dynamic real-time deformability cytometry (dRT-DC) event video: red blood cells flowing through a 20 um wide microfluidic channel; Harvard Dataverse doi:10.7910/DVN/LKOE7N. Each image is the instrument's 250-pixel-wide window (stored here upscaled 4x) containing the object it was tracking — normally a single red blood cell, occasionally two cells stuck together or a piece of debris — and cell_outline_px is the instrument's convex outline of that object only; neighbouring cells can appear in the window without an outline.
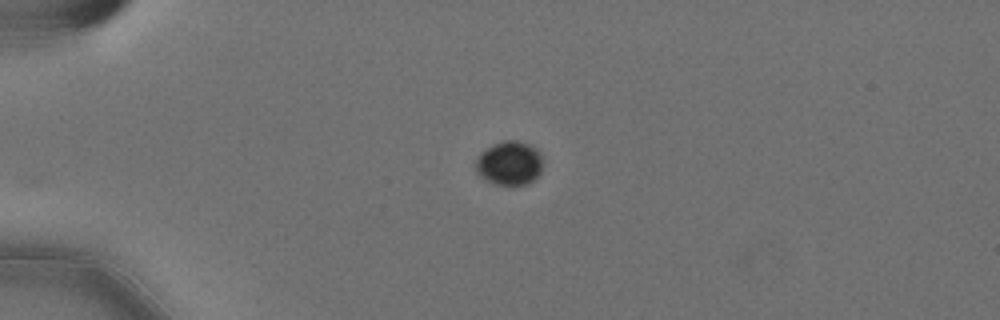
{"species": "Egyptian fruit bat (a non-hibernating species)", "species_latin": "Rousettus aegyptiacus", "temperature_condition": "cold", "stored_images_in_passage": 39, "camera_frame_rate_fps": 3000, "um_per_image_px": 0.085, "animal": {"sex": "female"}, "frame": {"image": 1, "passage_image": 1, "time_ms": 0.0, "image_size_px": [1000, 320], "cell_outline_px": [[540, 172], [528, 184], [496, 184], [480, 176], [476, 172], [476, 160], [480, 152], [492, 144], [504, 140], [520, 140], [536, 148], [540, 152]], "centroid_in_image_um": [43.27, 13.83], "position_along_channel_um": 41.7, "area_um2": 16.99}}
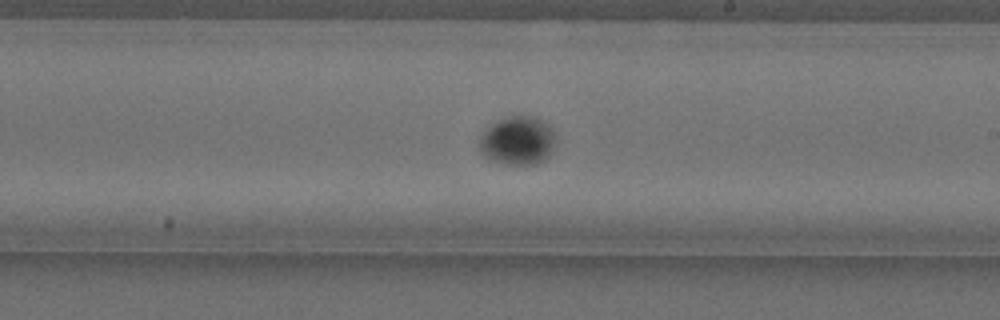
{"frame": {"image": 2, "passage_image": 21, "time_ms": 6.667, "image_size_px": [1000, 320], "cell_outline_px": [[552, 148], [548, 156], [544, 160], [536, 164], [504, 164], [492, 160], [484, 156], [480, 152], [480, 136], [492, 124], [508, 116], [536, 116], [552, 128]], "centroid_in_image_um": [43.97, 11.96], "position_along_channel_um": 245.0, "area_um2": 21.15}}
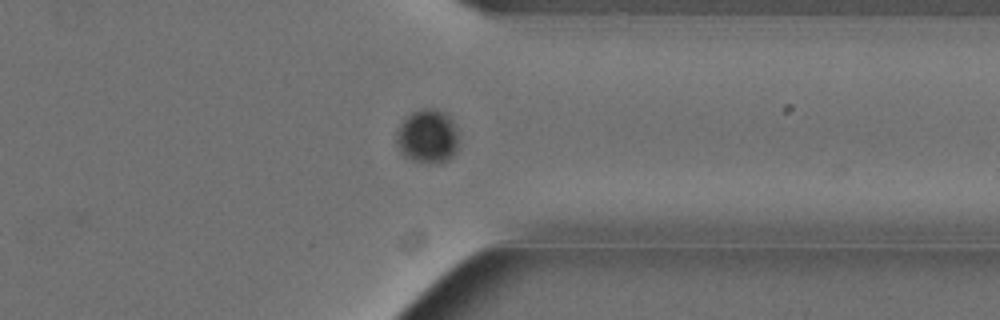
{"frame": {"image": 3, "passage_image": 32, "time_ms": 10.333, "image_size_px": [1000, 320], "cell_outline_px": [[456, 152], [448, 160], [440, 164], [428, 164], [412, 160], [404, 156], [400, 152], [396, 140], [396, 132], [400, 124], [412, 112], [424, 108], [432, 108], [444, 112], [452, 120], [456, 128]], "centroid_in_image_um": [36.32, 11.62], "position_along_channel_um": 375.1, "area_um2": 19.59}}